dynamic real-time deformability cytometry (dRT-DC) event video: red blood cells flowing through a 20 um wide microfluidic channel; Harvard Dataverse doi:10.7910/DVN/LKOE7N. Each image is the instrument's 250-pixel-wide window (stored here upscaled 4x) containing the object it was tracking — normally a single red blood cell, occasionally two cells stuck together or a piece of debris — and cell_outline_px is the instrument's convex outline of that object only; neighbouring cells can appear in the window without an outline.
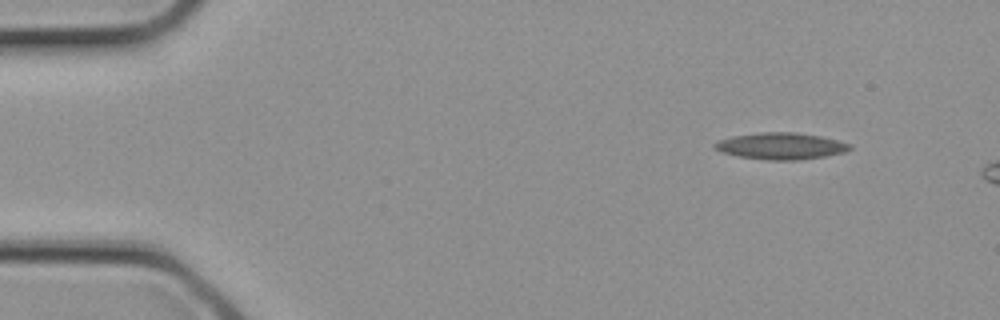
{"species": "common noctule bat (a hibernating species)", "species_latin": "Nyctalus noctula", "temperature_condition": "cold", "stored_images_in_passage": 3, "segment_of_instrument_passage": [2, 2], "camera_frame_rate_fps": 3000, "um_per_image_px": 0.085, "animal": {"sex": "female", "body_mass_g": 21.9}, "frame": {"image": 1, "passage_image": 3, "time_ms": 0.667, "image_size_px": [1000, 320], "cell_outline_px": [[852, 148], [844, 152], [824, 156], [796, 160], [768, 160], [740, 156], [720, 152], [712, 144], [716, 140], [732, 136], [760, 132], [796, 132], [820, 136], [852, 144]], "centroid_in_image_um": [66.35, 12.4], "position_along_channel_um": 18.7, "area_um2": 20.92}}